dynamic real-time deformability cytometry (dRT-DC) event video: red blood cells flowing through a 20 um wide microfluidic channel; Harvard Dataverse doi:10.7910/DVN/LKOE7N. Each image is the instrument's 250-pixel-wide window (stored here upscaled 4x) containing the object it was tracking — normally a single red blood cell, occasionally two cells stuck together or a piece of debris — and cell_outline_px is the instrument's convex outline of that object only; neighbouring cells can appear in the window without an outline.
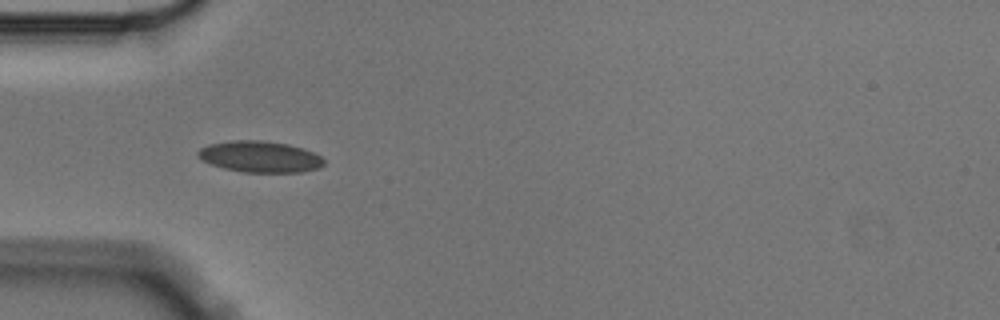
{"species": "Egyptian fruit bat (a non-hibernating species)", "species_latin": "Rousettus aegyptiacus", "temperature_condition": "cold", "stored_images_in_passage": 6, "camera_frame_rate_fps": 3000, "um_per_image_px": 0.085, "animal": {"sex": "male"}, "frame": {"image": 1, "passage_image": 5, "time_ms": 1.333, "image_size_px": [1000, 320], "cell_outline_px": [[324, 164], [320, 168], [300, 172], [244, 172], [224, 168], [200, 160], [196, 156], [196, 152], [200, 148], [208, 144], [232, 140], [260, 140], [288, 144], [312, 152], [320, 156], [324, 160]], "centroid_in_image_um": [22.05, 13.32], "position_along_channel_um": 63.0, "area_um2": 22.95}}
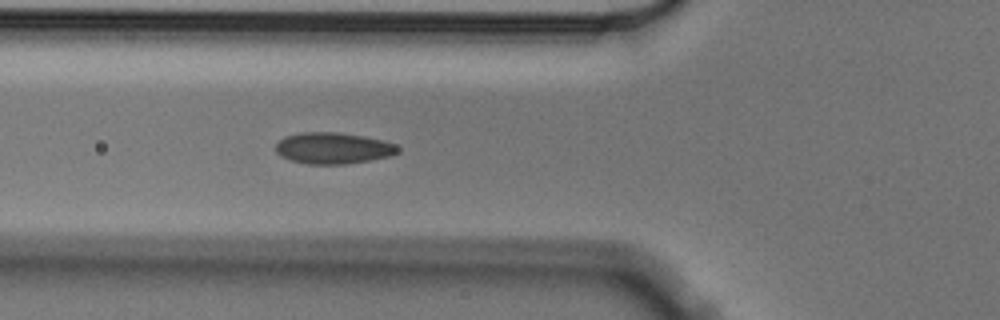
{"frame": {"image": 2, "passage_image": 6, "time_ms": 1.667, "image_size_px": [1000, 320], "cell_outline_px": [[400, 152], [392, 156], [344, 164], [308, 164], [288, 160], [280, 156], [276, 152], [276, 144], [284, 136], [300, 132], [340, 132], [364, 136], [384, 140], [396, 144], [400, 148]], "centroid_in_image_um": [28.33, 12.59], "position_along_channel_um": 97.5, "area_um2": 22.6}}